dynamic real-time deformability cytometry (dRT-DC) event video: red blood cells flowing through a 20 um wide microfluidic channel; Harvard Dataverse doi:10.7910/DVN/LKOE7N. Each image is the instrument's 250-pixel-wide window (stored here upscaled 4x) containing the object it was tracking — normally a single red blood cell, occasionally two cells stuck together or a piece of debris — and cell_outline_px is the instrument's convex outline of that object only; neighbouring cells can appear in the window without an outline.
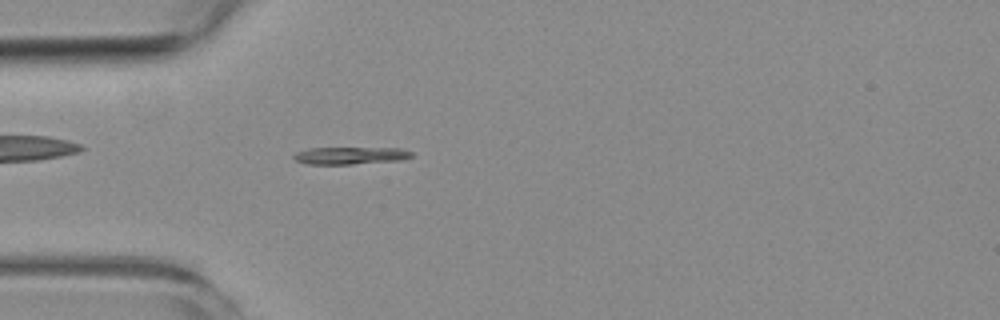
{"species": "common noctule bat (a hibernating species)", "species_latin": "Nyctalus noctula", "temperature_condition": "room temperature", "stored_images_in_passage": 2, "camera_frame_rate_fps": 3000, "um_per_image_px": 0.085, "animal": {"sex": "female", "body_mass_g": 19.3, "forearm_length_mm": 54.1}, "frame": {"image": 1, "passage_image": 2, "time_ms": 1.333, "image_size_px": [1000, 320], "cell_outline_px": [[412, 156], [400, 160], [352, 164], [304, 164], [296, 160], [292, 156], [296, 152], [308, 148], [400, 148], [412, 152]], "centroid_in_image_um": [29.74, 13.22], "position_along_channel_um": 55.3, "area_um2": 11.85}}